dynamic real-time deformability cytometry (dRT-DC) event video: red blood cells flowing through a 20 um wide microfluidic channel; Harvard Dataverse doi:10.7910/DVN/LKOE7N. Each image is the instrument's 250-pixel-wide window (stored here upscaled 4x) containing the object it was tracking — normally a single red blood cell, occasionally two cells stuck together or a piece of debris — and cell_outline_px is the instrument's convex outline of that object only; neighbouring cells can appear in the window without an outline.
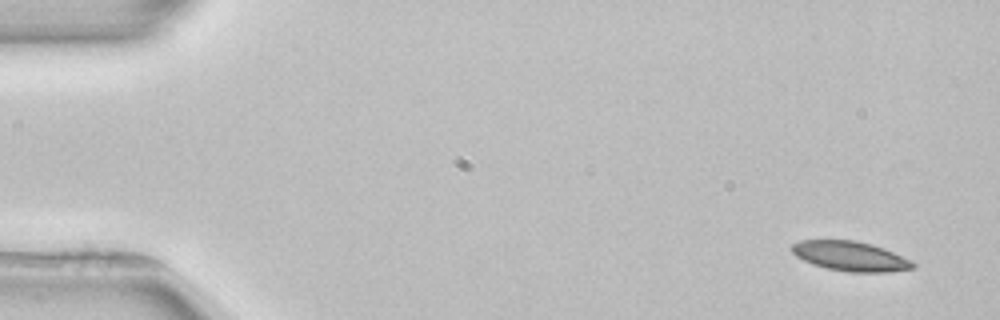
{"species": "common noctule bat (a hibernating species)", "species_latin": "Nyctalus noctula", "temperature_condition": "room temperature", "stored_images_in_passage": 3, "camera_frame_rate_fps": 3000, "um_per_image_px": 0.085, "animal": {"sex": "female", "body_mass_g": 22.7, "forearm_length_mm": 54.2}, "frame": {"image": 1, "passage_image": 1, "time_ms": 0.0, "image_size_px": [1000, 320], "cell_outline_px": [[916, 264], [912, 268], [888, 272], [848, 272], [828, 268], [812, 264], [796, 256], [788, 248], [792, 244], [800, 240], [856, 240], [872, 244], [884, 248], [912, 260]], "centroid_in_image_um": [72.26, 21.76], "position_along_channel_um": 12.7, "area_um2": 21.04}}
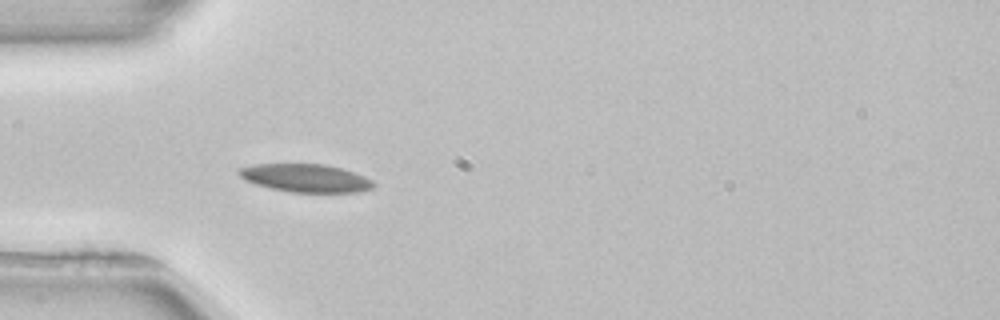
{"frame": {"image": 2, "passage_image": 3, "time_ms": 4.333, "image_size_px": [1000, 320], "cell_outline_px": [[376, 184], [372, 188], [356, 192], [288, 192], [268, 188], [244, 180], [236, 172], [236, 168], [256, 164], [324, 164], [340, 168], [364, 176], [372, 180]], "centroid_in_image_um": [25.92, 15.13], "position_along_channel_um": 59.1, "area_um2": 22.08}}